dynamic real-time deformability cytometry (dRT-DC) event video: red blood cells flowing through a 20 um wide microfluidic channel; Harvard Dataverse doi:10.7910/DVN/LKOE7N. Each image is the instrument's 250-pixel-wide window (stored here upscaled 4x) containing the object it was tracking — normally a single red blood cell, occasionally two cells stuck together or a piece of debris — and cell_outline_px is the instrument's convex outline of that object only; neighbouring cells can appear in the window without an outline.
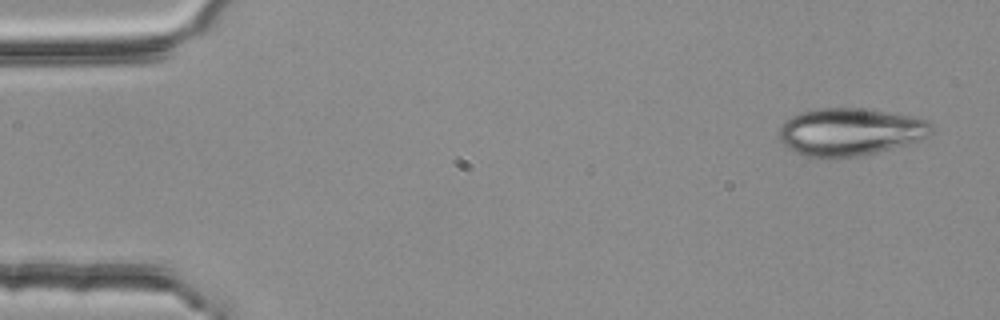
{"species": "common noctule bat (a hibernating species)", "species_latin": "Nyctalus noctula", "temperature_condition": "room temperature", "stored_images_in_passage": 4, "camera_frame_rate_fps": 3000, "um_per_image_px": 0.085, "animal": {"sex": "female", "body_mass_g": 25.1}, "frame": {"image": 1, "passage_image": 1, "time_ms": 0.0, "image_size_px": [1000, 320], "cell_outline_px": [[932, 132], [928, 136], [920, 140], [908, 144], [860, 156], [836, 160], [808, 156], [796, 152], [788, 148], [780, 140], [780, 128], [784, 120], [800, 112], [820, 108], [868, 108], [912, 116], [924, 120], [932, 124]], "centroid_in_image_um": [72.25, 11.22], "position_along_channel_um": 12.7, "area_um2": 42.66}}